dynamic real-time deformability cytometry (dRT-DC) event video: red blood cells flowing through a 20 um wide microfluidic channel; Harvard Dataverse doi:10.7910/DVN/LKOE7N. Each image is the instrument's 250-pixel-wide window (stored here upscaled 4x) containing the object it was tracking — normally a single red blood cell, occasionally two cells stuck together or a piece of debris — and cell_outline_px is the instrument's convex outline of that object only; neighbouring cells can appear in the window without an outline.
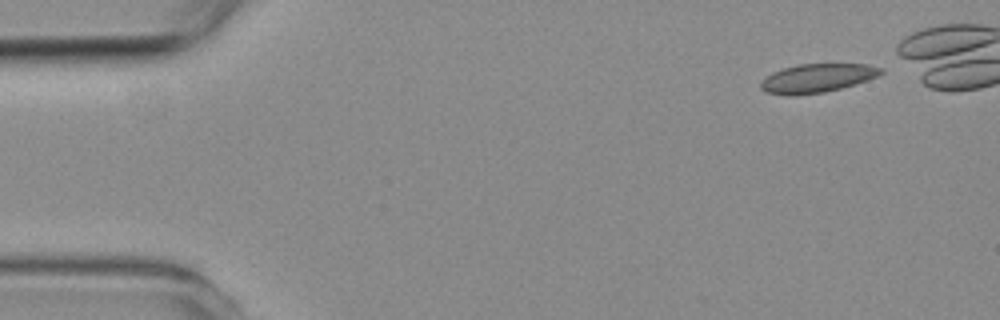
{"species": "common noctule bat (a hibernating species)", "species_latin": "Nyctalus noctula", "temperature_condition": "room temperature", "stored_images_in_passage": 6, "camera_frame_rate_fps": 3000, "um_per_image_px": 0.085, "animal": {"sex": "female", "body_mass_g": 19.3, "forearm_length_mm": 54.1}, "frame": {"image": 1, "passage_image": 1, "time_ms": 0.0, "image_size_px": [1000, 320], "cell_outline_px": [[884, 72], [868, 80], [856, 84], [824, 92], [764, 92], [760, 88], [760, 80], [772, 72], [784, 68], [800, 64], [868, 64], [884, 68]], "centroid_in_image_um": [69.53, 6.59], "position_along_channel_um": 15.5, "area_um2": 19.36}}
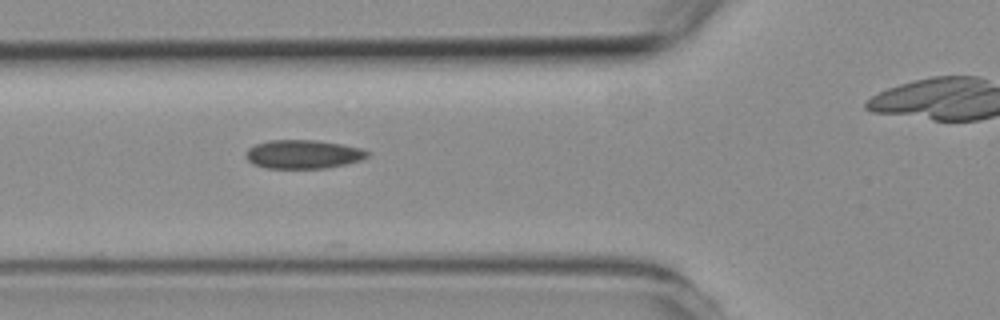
{"frame": {"image": 2, "passage_image": 5, "time_ms": 4.667, "image_size_px": [1000, 320], "cell_outline_px": [[372, 152], [368, 156], [360, 160], [348, 164], [324, 168], [264, 168], [252, 164], [244, 156], [248, 148], [256, 144], [272, 140], [316, 140], [340, 144], [360, 148]], "centroid_in_image_um": [25.76, 13.12], "position_along_channel_um": 100.0, "area_um2": 20.4}}